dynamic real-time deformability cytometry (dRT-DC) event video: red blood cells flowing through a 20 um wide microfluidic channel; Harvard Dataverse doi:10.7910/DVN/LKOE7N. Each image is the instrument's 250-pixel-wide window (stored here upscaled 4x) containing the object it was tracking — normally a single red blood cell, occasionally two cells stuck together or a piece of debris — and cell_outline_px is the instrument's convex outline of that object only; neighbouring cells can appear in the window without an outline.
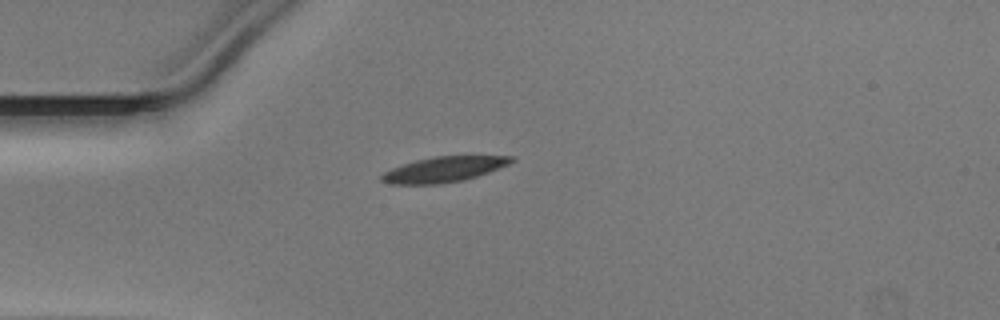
{"species": "Egyptian fruit bat (a non-hibernating species)", "species_latin": "Rousettus aegyptiacus", "temperature_condition": "warm", "stored_images_in_passage": 38, "camera_frame_rate_fps": 3000, "um_per_image_px": 0.085, "animal": {"sex": "male"}, "frame": {"image": 1, "passage_image": 1, "time_ms": 0.0, "image_size_px": [1000, 320], "cell_outline_px": [[516, 160], [508, 164], [488, 172], [464, 180], [436, 184], [388, 184], [380, 180], [380, 176], [384, 172], [392, 168], [416, 160], [432, 156], [512, 156]], "centroid_in_image_um": [37.69, 14.4], "position_along_channel_um": 47.3, "area_um2": 19.02}}
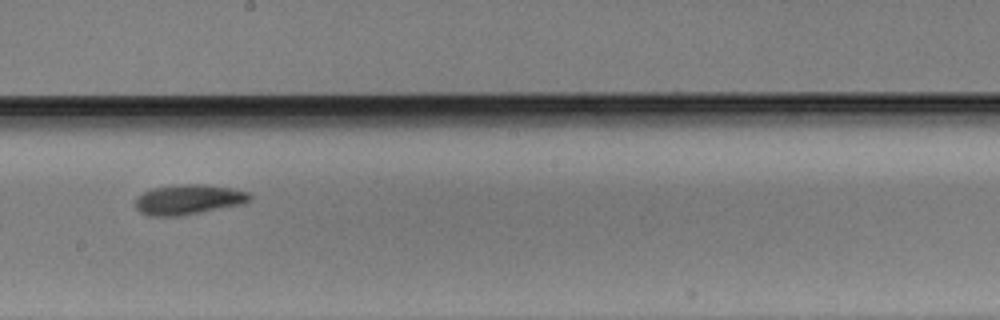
{"frame": {"image": 2, "passage_image": 16, "time_ms": 5.0, "image_size_px": [1000, 320], "cell_outline_px": [[252, 196], [244, 204], [180, 216], [148, 216], [140, 212], [136, 208], [136, 200], [144, 192], [152, 188], [180, 184], [204, 184], [228, 188], [248, 192]], "centroid_in_image_um": [16.01, 16.97], "position_along_channel_um": 232.2, "area_um2": 19.88}}
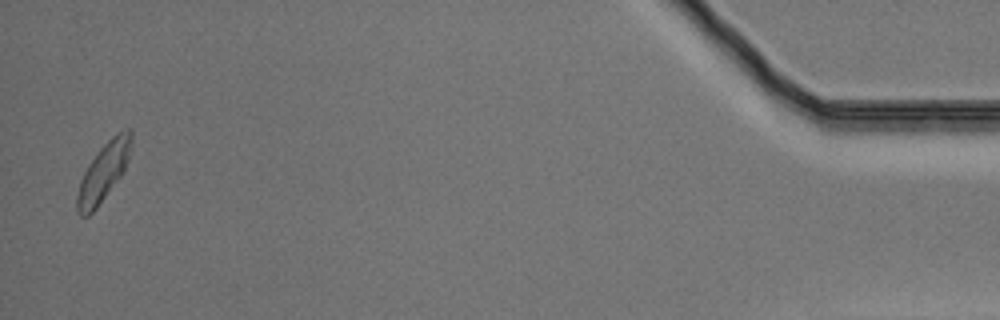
{"frame": {"image": 3, "passage_image": 37, "time_ms": 12.0, "image_size_px": [1000, 320], "cell_outline_px": [[132, 144], [128, 160], [120, 176], [96, 208], [88, 216], [80, 216], [76, 212], [76, 196], [80, 180], [88, 164], [100, 148], [116, 132], [128, 128], [132, 128]], "centroid_in_image_um": [8.79, 14.6], "position_along_channel_um": 426.4, "area_um2": 18.26}}